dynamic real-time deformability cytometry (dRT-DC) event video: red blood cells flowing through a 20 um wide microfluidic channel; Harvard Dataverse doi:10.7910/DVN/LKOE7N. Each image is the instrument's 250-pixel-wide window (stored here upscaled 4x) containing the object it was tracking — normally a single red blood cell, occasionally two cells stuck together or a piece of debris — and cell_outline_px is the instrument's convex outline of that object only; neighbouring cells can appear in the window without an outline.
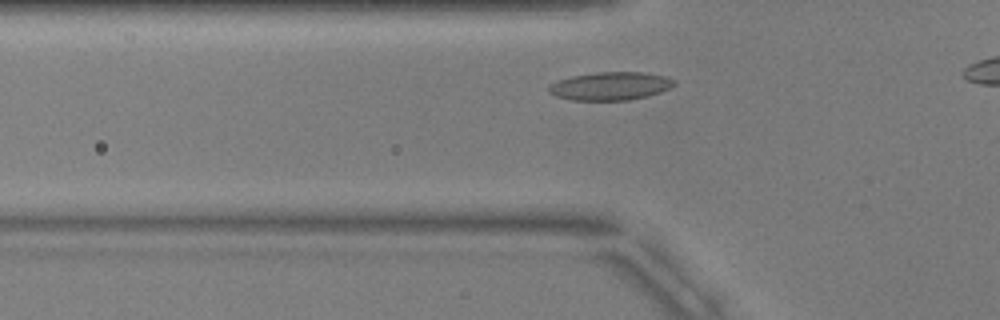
{"species": "common noctule bat (a hibernating species)", "species_latin": "Nyctalus noctula", "temperature_condition": "warm", "stored_images_in_passage": 30, "camera_frame_rate_fps": 3000, "um_per_image_px": 0.085, "animal": {"sex": "male", "body_mass_g": 17.9, "forearm_length_mm": 54.2}, "frame": {"image": 1, "passage_image": 3, "time_ms": 0.667, "image_size_px": [1000, 320], "cell_outline_px": [[676, 84], [660, 92], [628, 100], [572, 100], [556, 96], [548, 92], [548, 84], [572, 76], [596, 72], [644, 72], [668, 76], [676, 80]], "centroid_in_image_um": [51.89, 7.3], "position_along_channel_um": 73.9, "area_um2": 20.58}}
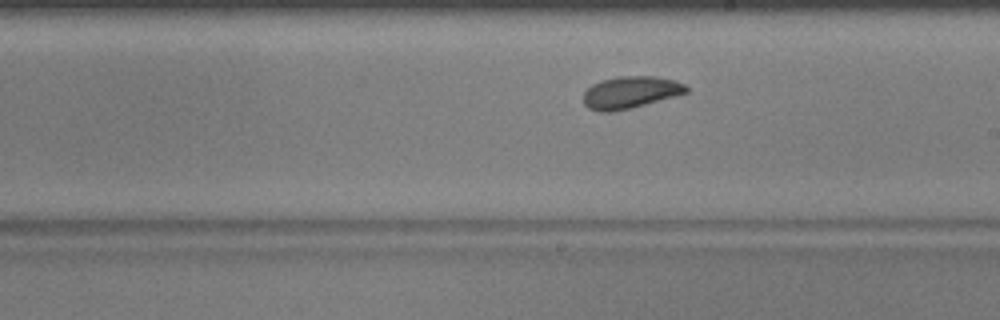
{"frame": {"image": 2, "passage_image": 16, "time_ms": 5.0, "image_size_px": [1000, 320], "cell_outline_px": [[688, 92], [676, 96], [612, 112], [600, 112], [588, 108], [584, 104], [584, 92], [592, 84], [600, 80], [616, 76], [656, 76], [676, 80], [684, 84], [688, 88]], "centroid_in_image_um": [53.58, 7.83], "position_along_channel_um": 235.4, "area_um2": 19.25}}
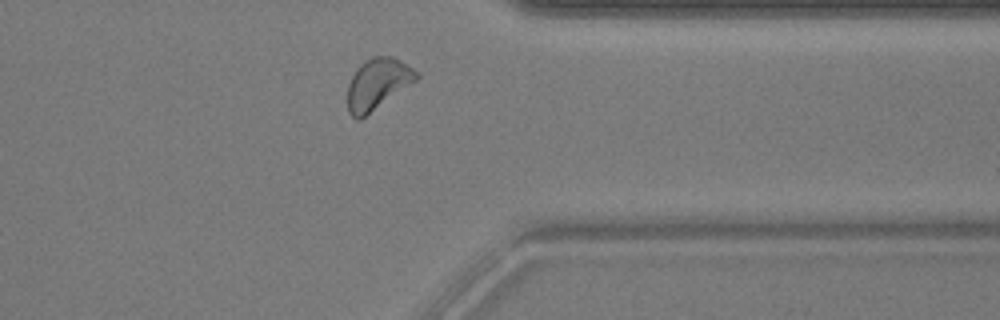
{"frame": {"image": 3, "passage_image": 28, "time_ms": 9.0, "image_size_px": [1000, 320], "cell_outline_px": [[420, 76], [416, 80], [360, 120], [356, 120], [348, 112], [348, 84], [356, 68], [360, 64], [372, 56], [392, 56], [400, 60], [420, 72]], "centroid_in_image_um": [32.09, 7.12], "position_along_channel_um": 379.3, "area_um2": 20.4}}